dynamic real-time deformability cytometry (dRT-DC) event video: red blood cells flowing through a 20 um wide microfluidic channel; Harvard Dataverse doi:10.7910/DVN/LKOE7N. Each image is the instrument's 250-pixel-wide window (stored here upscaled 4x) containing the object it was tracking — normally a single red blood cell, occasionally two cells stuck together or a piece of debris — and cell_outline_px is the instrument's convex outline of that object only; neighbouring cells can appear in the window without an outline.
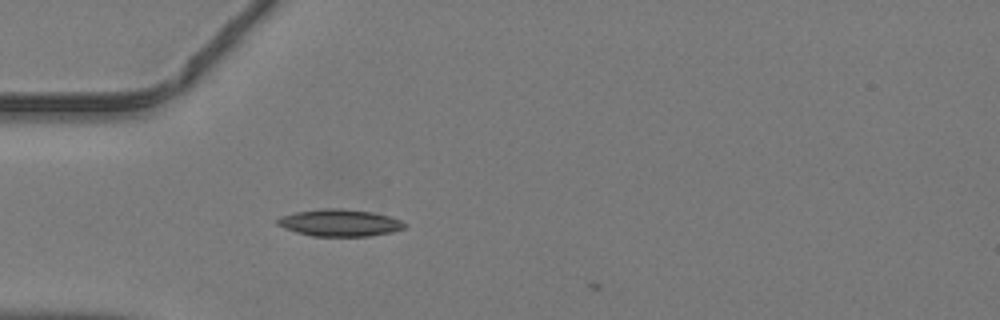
{"species": "common noctule bat (a hibernating species)", "species_latin": "Nyctalus noctula", "temperature_condition": "warm", "stored_images_in_passage": 3, "camera_frame_rate_fps": 3000, "um_per_image_px": 0.085, "animal": {"sex": "male", "body_mass_g": 19.2, "forearm_length_mm": 51.8}, "frame": {"image": 1, "passage_image": 1, "time_ms": 0.0, "image_size_px": [1000, 320], "cell_outline_px": [[408, 224], [404, 228], [392, 232], [368, 236], [312, 236], [296, 232], [284, 228], [276, 224], [276, 220], [280, 216], [296, 212], [324, 208], [340, 208], [372, 212], [388, 216], [400, 220]], "centroid_in_image_um": [28.86, 18.94], "position_along_channel_um": 56.1, "area_um2": 20.0}}